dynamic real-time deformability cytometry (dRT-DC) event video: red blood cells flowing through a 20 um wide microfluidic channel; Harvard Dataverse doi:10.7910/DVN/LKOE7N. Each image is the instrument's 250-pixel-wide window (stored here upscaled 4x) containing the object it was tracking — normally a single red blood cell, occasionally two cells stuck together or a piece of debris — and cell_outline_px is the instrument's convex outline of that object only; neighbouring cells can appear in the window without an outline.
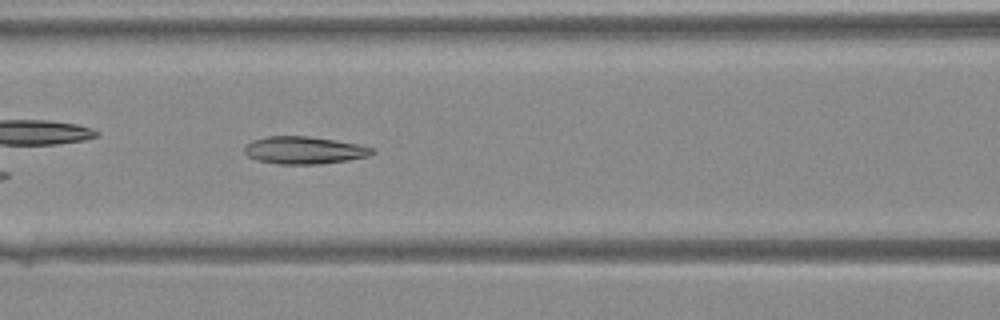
{"species": "Egyptian fruit bat (a non-hibernating species)", "species_latin": "Rousettus aegyptiacus", "temperature_condition": "warm", "stored_images_in_passage": 28, "camera_frame_rate_fps": 3000, "um_per_image_px": 0.085, "animal": {"sex": "female"}, "frame": {"image": 1, "passage_image": 6, "time_ms": 1.667, "image_size_px": [1000, 320], "cell_outline_px": [[376, 152], [368, 156], [348, 160], [320, 164], [276, 164], [256, 160], [248, 156], [244, 152], [244, 144], [252, 140], [268, 136], [308, 136], [360, 144], [376, 148]], "centroid_in_image_um": [25.85, 12.77], "position_along_channel_um": 140.7, "area_um2": 20.69}}
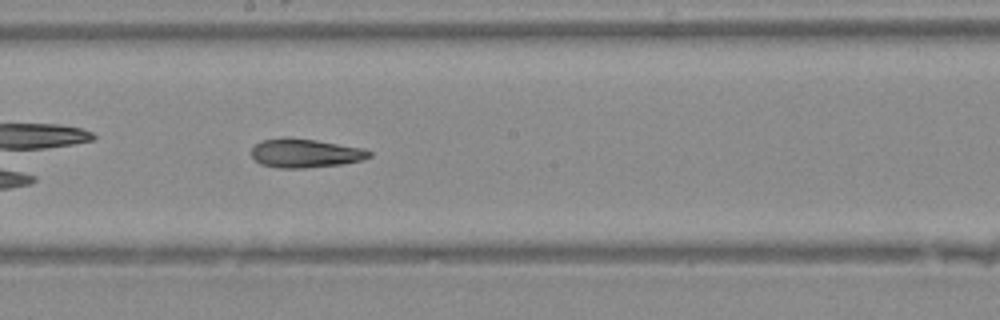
{"frame": {"image": 2, "passage_image": 11, "time_ms": 3.333, "image_size_px": [1000, 320], "cell_outline_px": [[372, 156], [364, 160], [340, 164], [304, 168], [280, 168], [260, 164], [252, 156], [252, 148], [256, 144], [264, 140], [316, 140], [364, 148], [372, 152]], "centroid_in_image_um": [26.03, 13.06], "position_along_channel_um": 222.2, "area_um2": 19.13}}
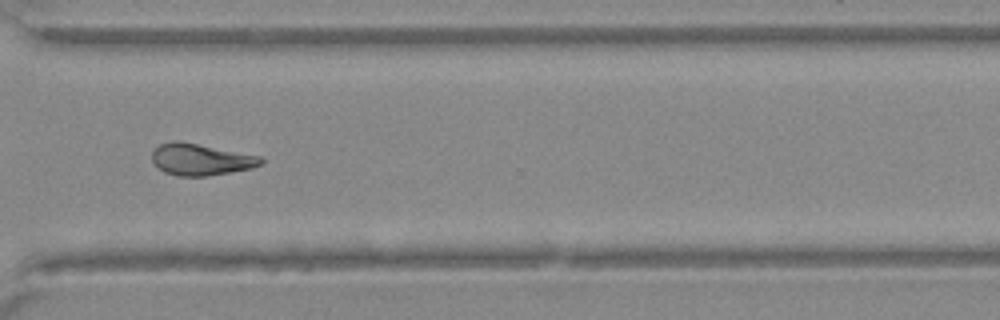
{"frame": {"image": 3, "passage_image": 19, "time_ms": 6.0, "image_size_px": [1000, 320], "cell_outline_px": [[264, 164], [252, 168], [208, 176], [180, 176], [164, 172], [152, 160], [152, 152], [160, 144], [176, 140], [260, 156], [264, 160]], "centroid_in_image_um": [17.09, 13.56], "position_along_channel_um": 353.5, "area_um2": 19.83}}